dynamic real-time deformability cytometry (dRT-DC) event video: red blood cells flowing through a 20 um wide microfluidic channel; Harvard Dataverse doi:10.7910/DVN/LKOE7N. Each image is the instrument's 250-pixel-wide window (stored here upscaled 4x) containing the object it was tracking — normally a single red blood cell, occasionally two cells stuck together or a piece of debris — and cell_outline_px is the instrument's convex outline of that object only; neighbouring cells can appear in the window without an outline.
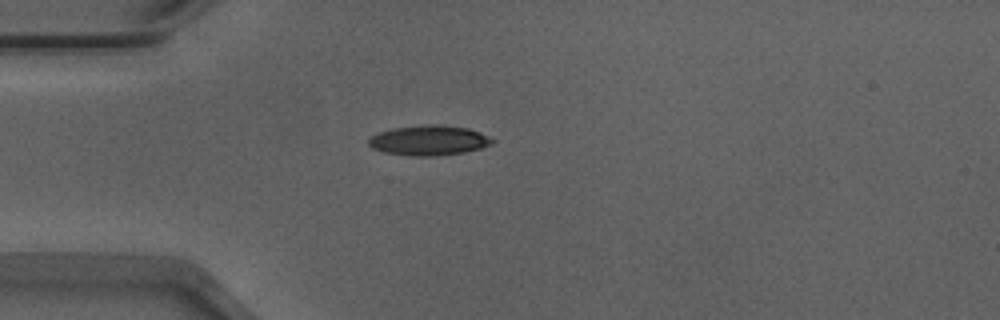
{"species": "Egyptian fruit bat (a non-hibernating species)", "species_latin": "Rousettus aegyptiacus", "temperature_condition": "warm", "stored_images_in_passage": 39, "camera_frame_rate_fps": 3000, "um_per_image_px": 0.085, "animal": {"sex": "male"}, "frame": {"image": 1, "passage_image": 1, "time_ms": 0.0, "image_size_px": [1000, 320], "cell_outline_px": [[496, 140], [492, 144], [480, 148], [464, 152], [436, 156], [416, 156], [384, 152], [372, 148], [368, 144], [368, 140], [372, 136], [380, 132], [392, 128], [432, 124], [440, 124], [468, 128], [480, 132]], "centroid_in_image_um": [36.48, 11.93], "position_along_channel_um": 48.5, "area_um2": 21.56}}
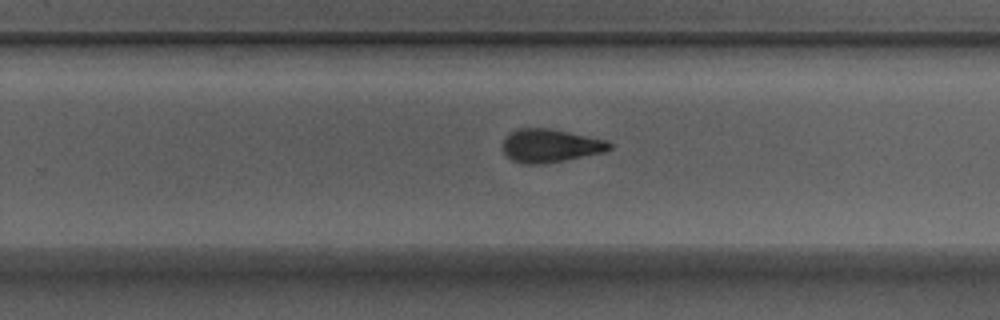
{"frame": {"image": 2, "passage_image": 20, "time_ms": 6.333, "image_size_px": [1000, 320], "cell_outline_px": [[612, 148], [604, 152], [544, 164], [524, 164], [512, 160], [504, 152], [504, 140], [512, 132], [520, 128], [548, 128], [608, 140], [612, 144]], "centroid_in_image_um": [46.81, 12.39], "position_along_channel_um": 283.0, "area_um2": 20.46}}
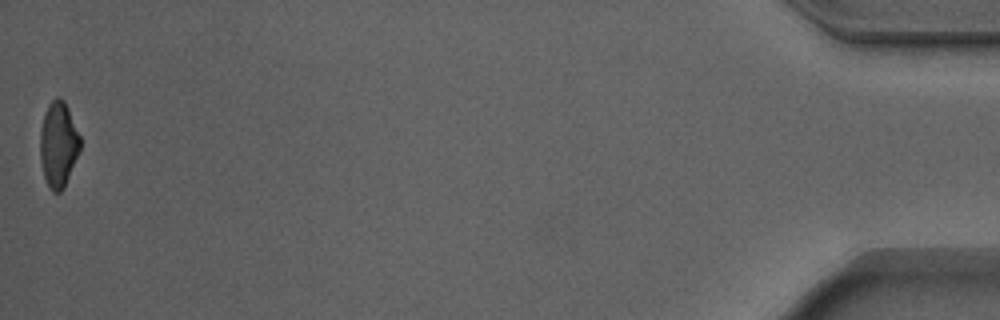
{"frame": {"image": 3, "passage_image": 39, "time_ms": 12.667, "image_size_px": [1000, 320], "cell_outline_px": [[80, 148], [64, 188], [60, 192], [52, 192], [48, 188], [44, 176], [40, 160], [40, 128], [44, 112], [48, 104], [56, 96], [60, 96], [64, 100], [68, 108], [80, 136]], "centroid_in_image_um": [4.94, 12.26], "position_along_channel_um": 430.3, "area_um2": 20.06}, "authors_computed_cell_mechanics": {"area_um2": 21.2126, "velocity_mm_per_s": 3.9119, "shape_relaxation_time_tau1_ms": 3.801, "shape_relaxation_time_tau2_ms": 1.969, "deformation_change_tau1": 0.1458, "deformation_change_tau2": 0.0938}}